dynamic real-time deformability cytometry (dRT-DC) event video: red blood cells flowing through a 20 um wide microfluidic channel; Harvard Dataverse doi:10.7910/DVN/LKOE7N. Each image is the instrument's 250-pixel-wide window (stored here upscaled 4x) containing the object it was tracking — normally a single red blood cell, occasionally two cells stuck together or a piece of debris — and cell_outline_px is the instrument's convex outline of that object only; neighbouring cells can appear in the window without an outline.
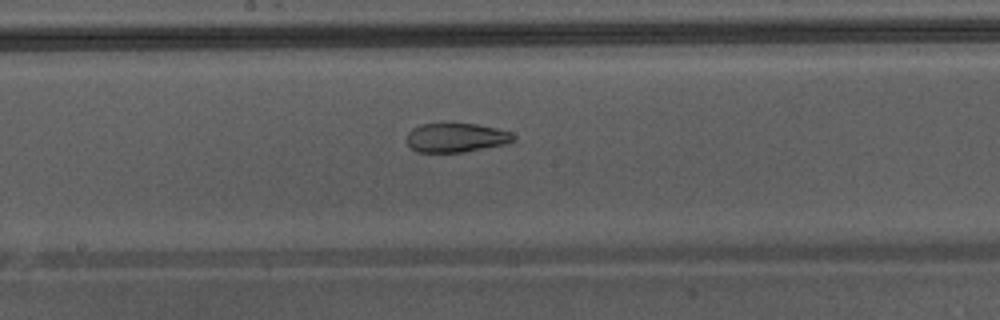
{"species": "Egyptian fruit bat (a non-hibernating species)", "species_latin": "Rousettus aegyptiacus", "temperature_condition": "warm", "stored_images_in_passage": 50, "camera_frame_rate_fps": 3000, "um_per_image_px": 0.085, "animal": {"sex": "male"}, "frame": {"image": 1, "passage_image": 29, "time_ms": 9.333, "image_size_px": [1000, 320], "cell_outline_px": [[516, 140], [508, 144], [464, 152], [416, 152], [404, 140], [408, 132], [412, 128], [420, 124], [444, 120], [452, 120], [476, 124], [496, 128], [512, 132], [516, 136]], "centroid_in_image_um": [38.75, 11.65], "position_along_channel_um": 209.4, "area_um2": 19.31}, "authors_computed_cell_mechanics": {"area_um2": 26.0678, "velocity_mm_per_s": 4.3746, "shape_relaxation_time_tau1_ms": null, "shape_relaxation_time_tau2_ms": 1.4257, "deformation_change_tau1": null, "deformation_change_tau2": 0.0886}}